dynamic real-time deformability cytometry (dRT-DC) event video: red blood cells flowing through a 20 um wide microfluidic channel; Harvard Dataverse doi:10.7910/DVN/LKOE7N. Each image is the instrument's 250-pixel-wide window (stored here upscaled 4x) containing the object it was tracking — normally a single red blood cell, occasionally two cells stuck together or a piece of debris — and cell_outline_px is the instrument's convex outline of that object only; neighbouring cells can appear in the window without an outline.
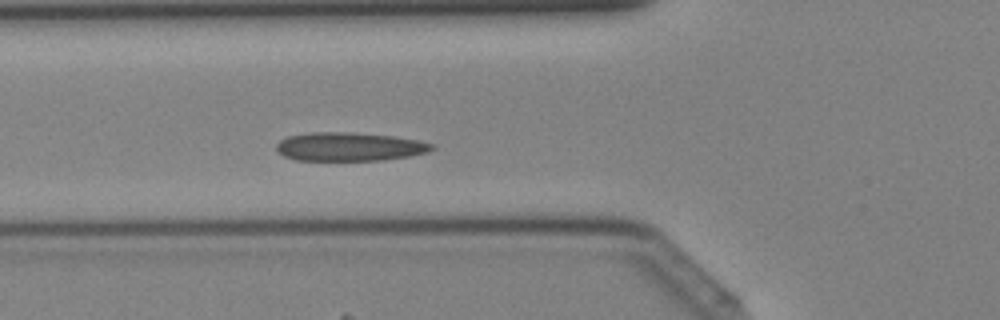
{"species": "Egyptian fruit bat (a non-hibernating species)", "species_latin": "Rousettus aegyptiacus", "temperature_condition": "cold", "stored_images_in_passage": 40, "camera_frame_rate_fps": 3000, "um_per_image_px": 0.085, "animal": {"sex": "female"}, "frame": {"image": 1, "passage_image": 13, "time_ms": 4.0, "image_size_px": [1000, 320], "cell_outline_px": [[436, 148], [428, 152], [408, 156], [384, 160], [296, 160], [284, 156], [276, 152], [276, 144], [280, 140], [288, 136], [312, 132], [348, 132], [392, 136], [416, 140], [436, 144]], "centroid_in_image_um": [29.69, 12.47], "position_along_channel_um": 96.1, "area_um2": 25.95}}
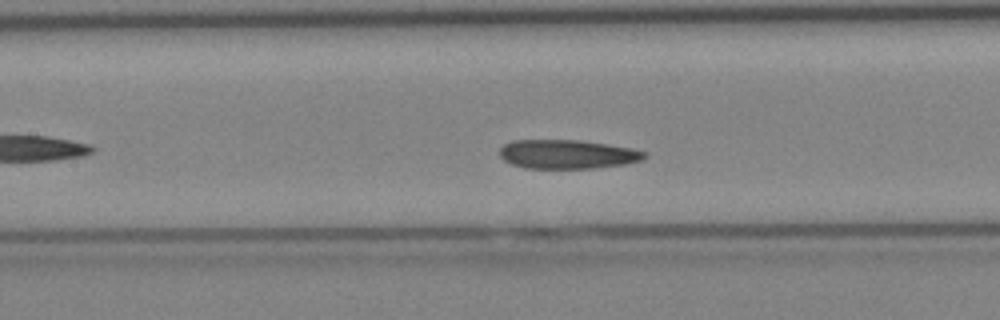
{"frame": {"image": 2, "passage_image": 17, "time_ms": 5.333, "image_size_px": [1000, 320], "cell_outline_px": [[648, 156], [644, 160], [624, 164], [596, 168], [524, 168], [512, 164], [504, 160], [500, 156], [500, 148], [504, 144], [512, 140], [580, 140], [608, 144], [632, 148], [648, 152]], "centroid_in_image_um": [48.27, 13.11], "position_along_channel_um": 159.1, "area_um2": 24.68}}
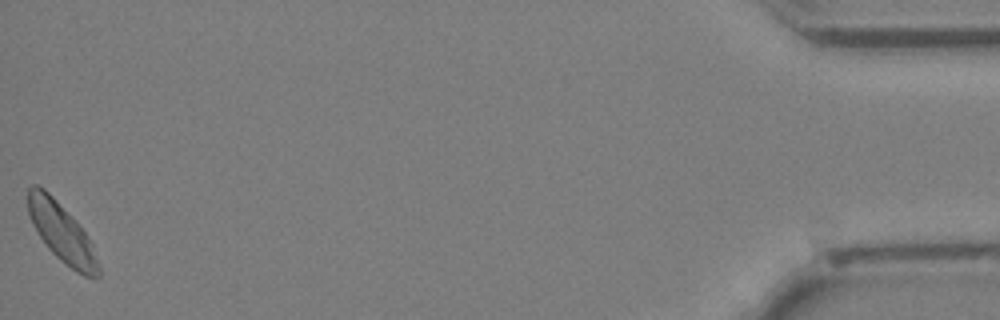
{"frame": {"image": 3, "passage_image": 40, "time_ms": 13.0, "image_size_px": [1000, 320], "cell_outline_px": [[100, 276], [96, 280], [84, 276], [76, 272], [60, 260], [48, 248], [40, 236], [28, 212], [28, 188], [32, 184], [36, 184], [44, 188], [56, 200], [84, 232], [92, 244], [100, 268]], "centroid_in_image_um": [5.27, 19.82], "position_along_channel_um": 429.9, "area_um2": 23.64}}